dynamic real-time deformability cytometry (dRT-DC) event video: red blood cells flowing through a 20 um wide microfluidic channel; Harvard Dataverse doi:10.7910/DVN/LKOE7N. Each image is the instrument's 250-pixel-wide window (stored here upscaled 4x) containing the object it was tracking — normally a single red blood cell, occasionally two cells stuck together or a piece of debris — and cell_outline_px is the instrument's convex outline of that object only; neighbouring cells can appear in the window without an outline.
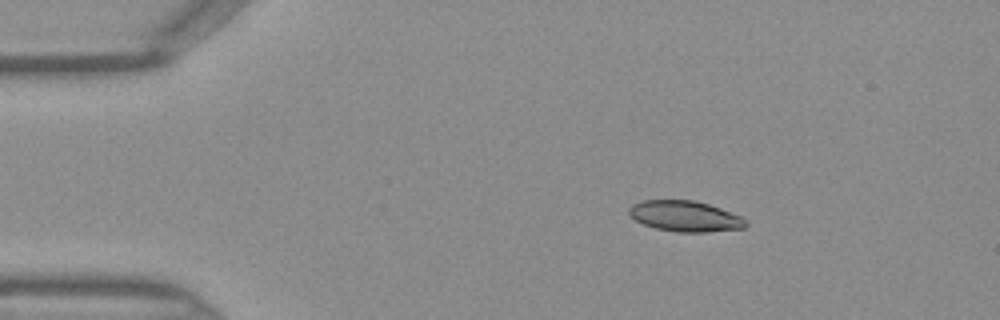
{"species": "Egyptian fruit bat (a non-hibernating species)", "species_latin": "Rousettus aegyptiacus", "temperature_condition": "warm", "stored_images_in_passage": 39, "camera_frame_rate_fps": 3000, "um_per_image_px": 0.085, "frame": {"image": 1, "passage_image": 1, "time_ms": 0.0, "image_size_px": [1000, 320], "cell_outline_px": [[748, 224], [744, 228], [708, 232], [676, 232], [656, 228], [644, 224], [628, 216], [628, 208], [632, 204], [644, 200], [692, 200], [708, 204], [744, 216]], "centroid_in_image_um": [58.25, 18.38], "position_along_channel_um": 26.8, "area_um2": 21.1}}
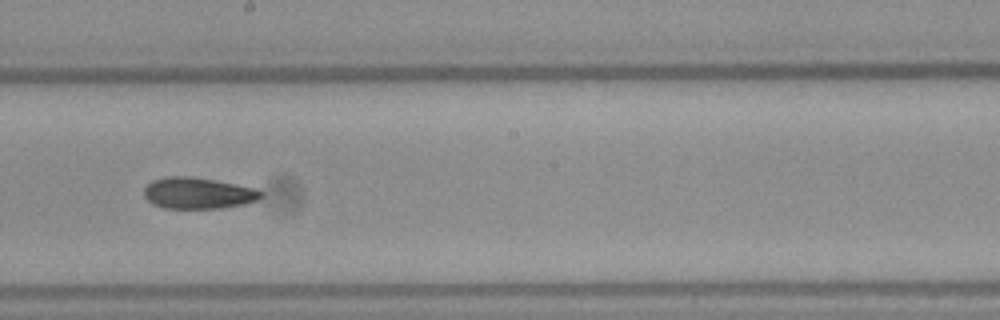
{"frame": {"image": 2, "passage_image": 19, "time_ms": 6.0, "image_size_px": [1000, 320], "cell_outline_px": [[264, 196], [256, 200], [244, 204], [220, 208], [164, 208], [152, 204], [144, 196], [144, 188], [152, 180], [168, 176], [192, 176], [236, 184], [256, 188], [264, 192]], "centroid_in_image_um": [16.84, 16.41], "position_along_channel_um": 231.4, "area_um2": 21.44}}
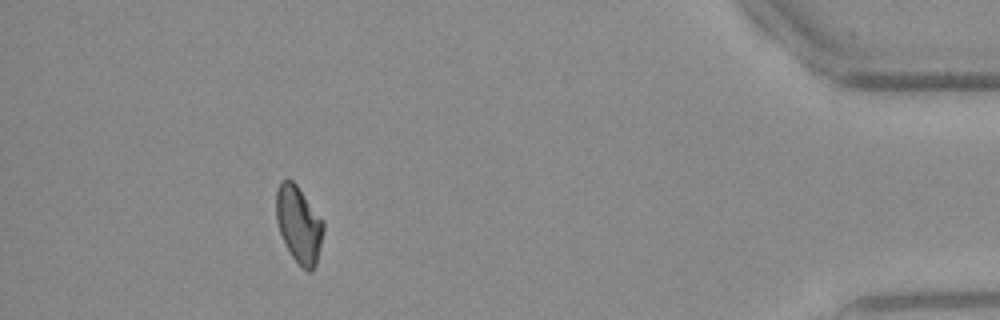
{"frame": {"image": 3, "passage_image": 35, "time_ms": 11.333, "image_size_px": [1000, 320], "cell_outline_px": [[324, 228], [316, 264], [312, 272], [308, 272], [292, 256], [280, 232], [276, 220], [276, 188], [280, 180], [292, 180], [296, 184], [324, 220]], "centroid_in_image_um": [25.4, 19.04], "position_along_channel_um": 409.8, "area_um2": 20.98}}